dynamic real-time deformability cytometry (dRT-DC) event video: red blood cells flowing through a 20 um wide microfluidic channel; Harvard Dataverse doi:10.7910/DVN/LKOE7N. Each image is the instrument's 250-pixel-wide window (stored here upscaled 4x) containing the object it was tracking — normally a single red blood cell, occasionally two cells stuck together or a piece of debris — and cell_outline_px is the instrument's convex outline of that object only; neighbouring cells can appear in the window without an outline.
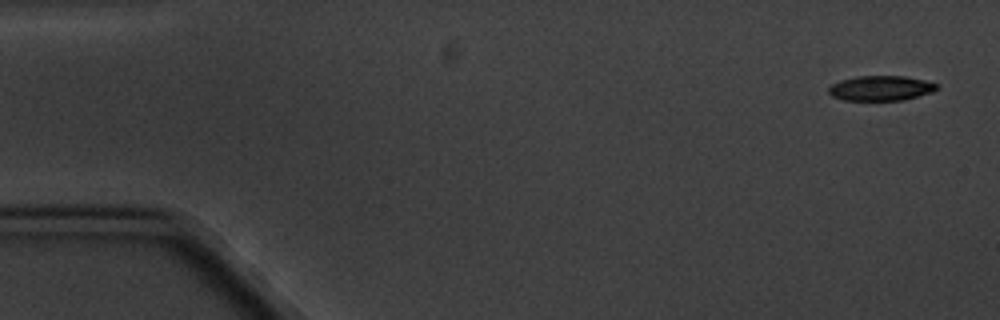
{"species": "common noctule bat (a hibernating species)", "species_latin": "Nyctalus noctula", "temperature_condition": "cold", "stored_images_in_passage": 5, "camera_frame_rate_fps": 3000, "um_per_image_px": 0.085, "animal": {"sex": "male", "body_mass_g": 20.1, "forearm_length_mm": 53.5}, "frame": {"image": 1, "passage_image": 1, "time_ms": 0.0, "image_size_px": [1000, 320], "cell_outline_px": [[936, 88], [932, 92], [904, 100], [844, 100], [832, 96], [828, 92], [828, 88], [832, 84], [840, 80], [856, 76], [904, 76], [924, 80], [936, 84]], "centroid_in_image_um": [74.82, 7.49], "position_along_channel_um": 10.2, "area_um2": 15.61}}
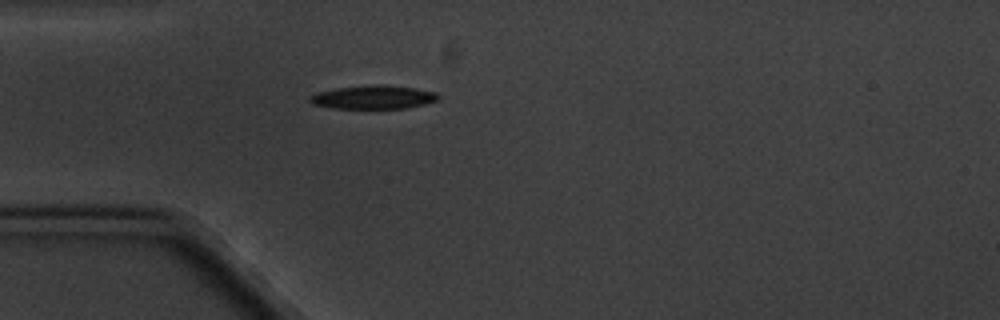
{"frame": {"image": 2, "passage_image": 5, "time_ms": 4.667, "image_size_px": [1000, 320], "cell_outline_px": [[440, 100], [408, 108], [332, 108], [312, 104], [308, 100], [308, 96], [316, 92], [336, 88], [376, 84], [384, 84], [412, 88], [436, 92], [440, 96]], "centroid_in_image_um": [31.72, 8.26], "position_along_channel_um": 53.3, "area_um2": 17.74}}